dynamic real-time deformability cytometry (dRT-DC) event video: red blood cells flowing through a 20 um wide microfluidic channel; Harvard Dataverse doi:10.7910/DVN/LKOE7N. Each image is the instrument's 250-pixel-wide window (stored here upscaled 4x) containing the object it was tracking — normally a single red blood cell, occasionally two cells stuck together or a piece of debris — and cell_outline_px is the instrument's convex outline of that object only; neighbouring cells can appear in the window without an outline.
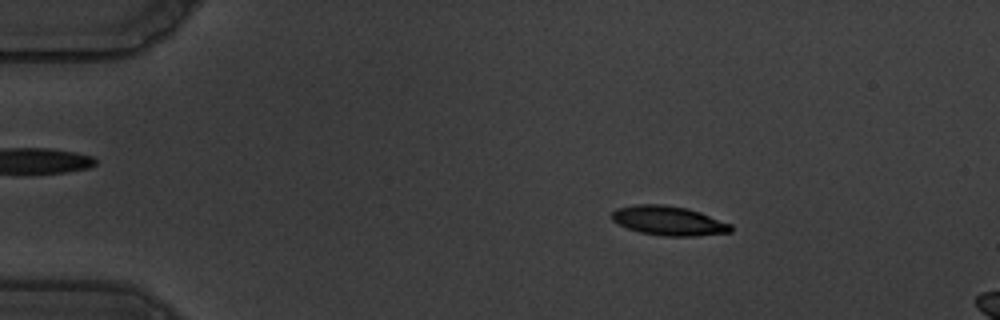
{"species": "common noctule bat (a hibernating species)", "species_latin": "Nyctalus noctula", "temperature_condition": "warm", "stored_images_in_passage": 18, "camera_frame_rate_fps": 3000, "um_per_image_px": 0.085, "animal": {"sex": "male", "body_mass_g": 19.5, "forearm_length_mm": 54.6}, "frame": {"image": 1, "passage_image": 10, "time_ms": 3.0, "image_size_px": [1000, 320], "cell_outline_px": [[732, 232], [696, 236], [664, 236], [640, 232], [628, 228], [612, 220], [612, 212], [616, 208], [636, 204], [664, 204], [688, 208], [700, 212], [732, 224]], "centroid_in_image_um": [56.86, 18.75], "position_along_channel_um": 28.1, "area_um2": 20.4}}